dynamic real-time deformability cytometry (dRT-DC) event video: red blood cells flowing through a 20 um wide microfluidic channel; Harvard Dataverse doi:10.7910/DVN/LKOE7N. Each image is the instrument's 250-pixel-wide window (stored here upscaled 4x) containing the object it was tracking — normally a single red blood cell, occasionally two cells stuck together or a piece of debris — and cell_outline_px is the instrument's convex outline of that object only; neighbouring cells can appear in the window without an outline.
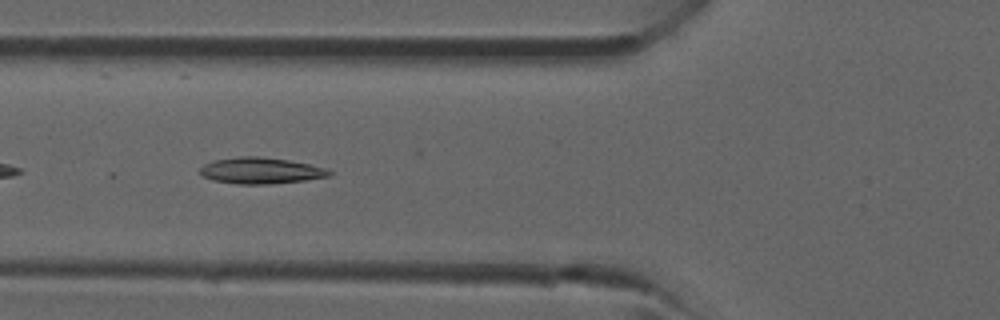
{"species": "common noctule bat (a hibernating species)", "species_latin": "Nyctalus noctula", "temperature_condition": "room temperature", "stored_images_in_passage": 26, "camera_frame_rate_fps": 3000, "um_per_image_px": 0.085, "animal": {"sex": "male", "forearm_length_mm": 52.5}, "frame": {"image": 1, "passage_image": 4, "time_ms": 1.0, "image_size_px": [1000, 320], "cell_outline_px": [[332, 176], [304, 180], [268, 184], [236, 184], [212, 180], [204, 176], [200, 172], [200, 168], [204, 164], [212, 160], [240, 156], [260, 156], [288, 160], [308, 164], [324, 168], [332, 172]], "centroid_in_image_um": [22.14, 14.5], "position_along_channel_um": 103.7, "area_um2": 19.71}}
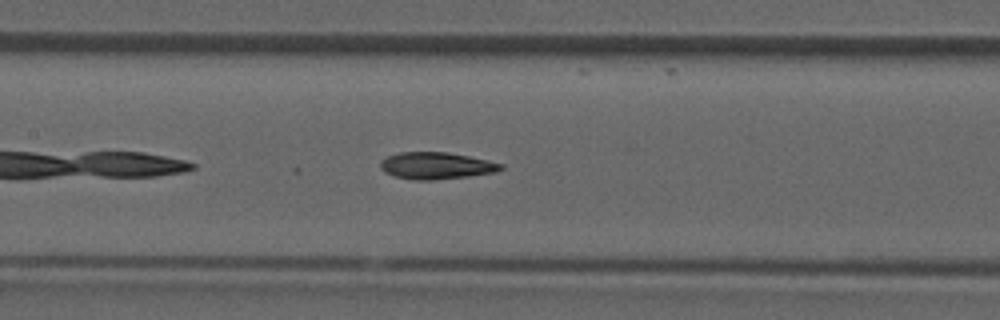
{"frame": {"image": 2, "passage_image": 8, "time_ms": 2.333, "image_size_px": [1000, 320], "cell_outline_px": [[504, 168], [496, 172], [468, 176], [432, 180], [416, 180], [396, 176], [384, 172], [380, 168], [380, 160], [388, 156], [400, 152], [448, 152], [468, 156], [504, 164]], "centroid_in_image_um": [37.07, 14.08], "position_along_channel_um": 170.3, "area_um2": 18.79}}
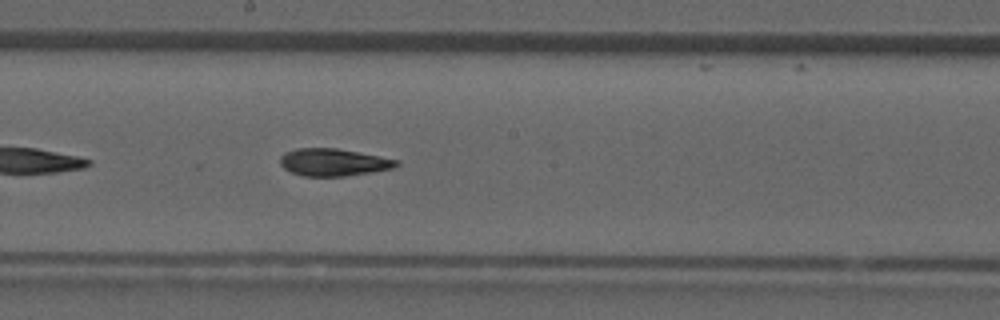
{"frame": {"image": 3, "passage_image": 11, "time_ms": 3.333, "image_size_px": [1000, 320], "cell_outline_px": [[400, 164], [392, 168], [372, 172], [344, 176], [304, 176], [292, 172], [284, 168], [280, 164], [280, 156], [284, 152], [296, 148], [336, 148], [400, 160]], "centroid_in_image_um": [28.33, 13.79], "position_along_channel_um": 219.9, "area_um2": 18.5}}